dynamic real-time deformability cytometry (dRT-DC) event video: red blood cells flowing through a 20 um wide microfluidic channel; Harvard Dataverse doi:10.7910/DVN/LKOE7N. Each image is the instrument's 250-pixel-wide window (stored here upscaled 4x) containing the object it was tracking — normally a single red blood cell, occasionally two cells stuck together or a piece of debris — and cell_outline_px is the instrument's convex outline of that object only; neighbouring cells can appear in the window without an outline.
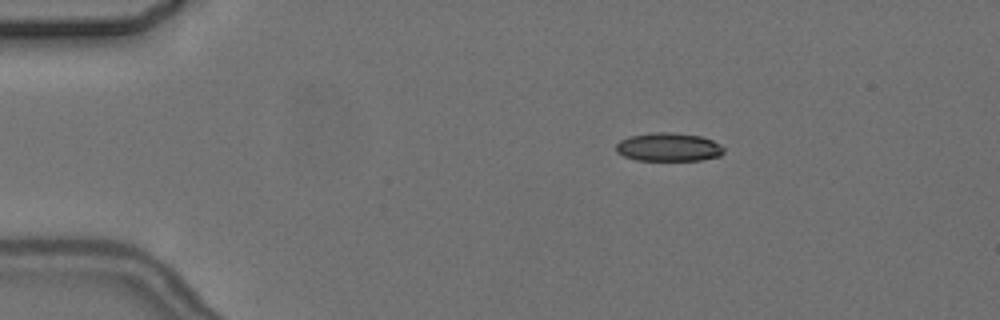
{"species": "common noctule bat (a hibernating species)", "species_latin": "Nyctalus noctula", "temperature_condition": "cold", "stored_images_in_passage": 5, "camera_frame_rate_fps": 3000, "um_per_image_px": 0.085, "animal": {"sex": "female", "body_mass_g": 24.6, "forearm_length_mm": 56.2}, "frame": {"image": 1, "passage_image": 3, "time_ms": 2.667, "image_size_px": [1000, 320], "cell_outline_px": [[724, 152], [720, 156], [700, 160], [636, 160], [624, 156], [616, 152], [616, 144], [620, 140], [628, 136], [652, 132], [672, 132], [700, 136], [712, 140], [720, 144], [724, 148]], "centroid_in_image_um": [56.81, 12.5], "position_along_channel_um": 28.2, "area_um2": 17.98}}